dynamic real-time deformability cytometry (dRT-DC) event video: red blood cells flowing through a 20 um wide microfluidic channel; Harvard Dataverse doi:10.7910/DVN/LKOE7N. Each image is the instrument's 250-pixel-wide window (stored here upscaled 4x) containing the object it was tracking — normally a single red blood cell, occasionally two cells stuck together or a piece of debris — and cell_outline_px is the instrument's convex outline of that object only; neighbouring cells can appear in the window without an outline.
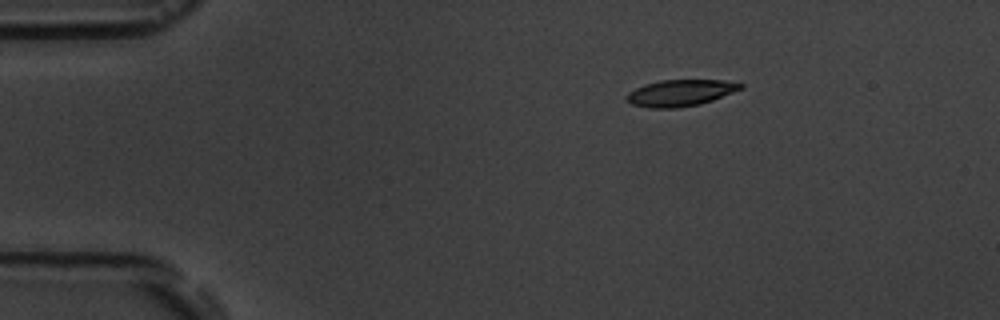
{"species": "common noctule bat (a hibernating species)", "species_latin": "Nyctalus noctula", "temperature_condition": "room temperature", "stored_images_in_passage": 2, "camera_frame_rate_fps": 3000, "um_per_image_px": 0.085, "animal": {"sex": "male", "body_mass_g": 19.5, "forearm_length_mm": 54.6}, "frame": {"image": 1, "passage_image": 1, "time_ms": 0.0, "image_size_px": [1000, 320], "cell_outline_px": [[744, 88], [712, 100], [700, 104], [676, 108], [648, 108], [632, 104], [624, 100], [624, 96], [628, 92], [644, 84], [660, 80], [724, 80], [744, 84]], "centroid_in_image_um": [57.79, 7.9], "position_along_channel_um": 27.2, "area_um2": 17.74}}